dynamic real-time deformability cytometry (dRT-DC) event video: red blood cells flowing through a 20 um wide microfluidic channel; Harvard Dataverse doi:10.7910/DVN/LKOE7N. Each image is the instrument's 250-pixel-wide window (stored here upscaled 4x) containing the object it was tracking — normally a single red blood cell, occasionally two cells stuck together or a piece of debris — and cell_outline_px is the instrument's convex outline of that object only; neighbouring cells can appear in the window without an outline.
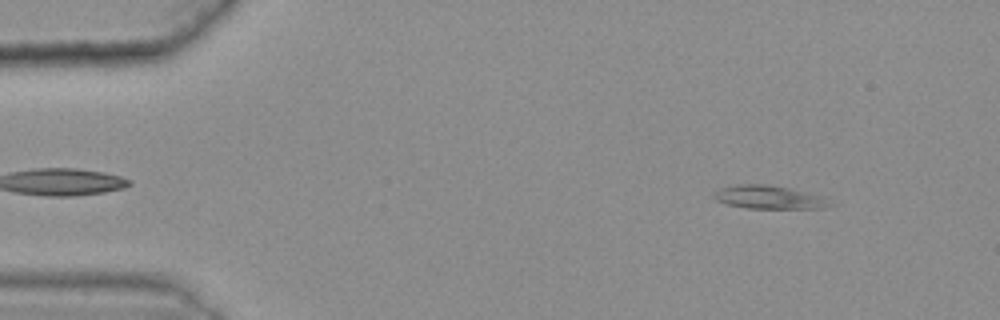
{"species": "common noctule bat (a hibernating species)", "species_latin": "Nyctalus noctula", "temperature_condition": "warm", "stored_images_in_passage": 48, "camera_frame_rate_fps": 3000, "um_per_image_px": 0.085, "animal": {"sex": "female", "body_mass_g": 25.1}, "frame": {"image": 1, "passage_image": 6, "time_ms": 1.667, "image_size_px": [1000, 320], "cell_outline_px": [[836, 204], [824, 208], [748, 208], [728, 204], [716, 200], [712, 196], [720, 188], [736, 184], [764, 184], [788, 188], [824, 196]], "centroid_in_image_um": [65.42, 16.76], "position_along_channel_um": 19.6, "area_um2": 15.72}}
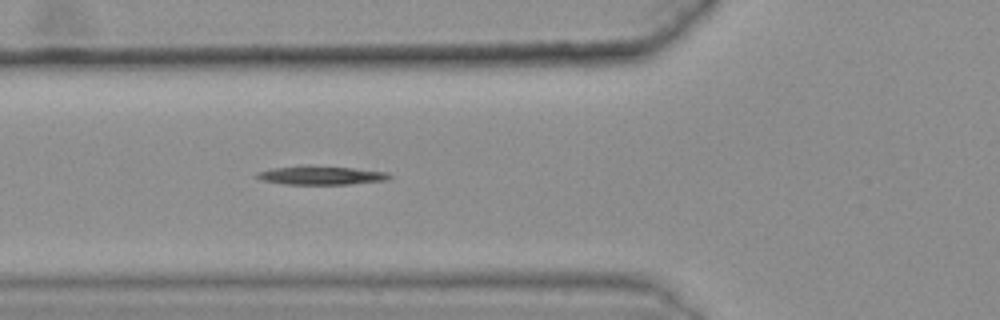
{"frame": {"image": 2, "passage_image": 20, "time_ms": 6.333, "image_size_px": [1000, 320], "cell_outline_px": [[392, 176], [388, 180], [348, 184], [284, 184], [260, 180], [256, 176], [256, 172], [272, 168], [304, 164], [308, 164], [352, 168], [388, 172]], "centroid_in_image_um": [27.25, 14.88], "position_along_channel_um": 98.6, "area_um2": 14.74}}
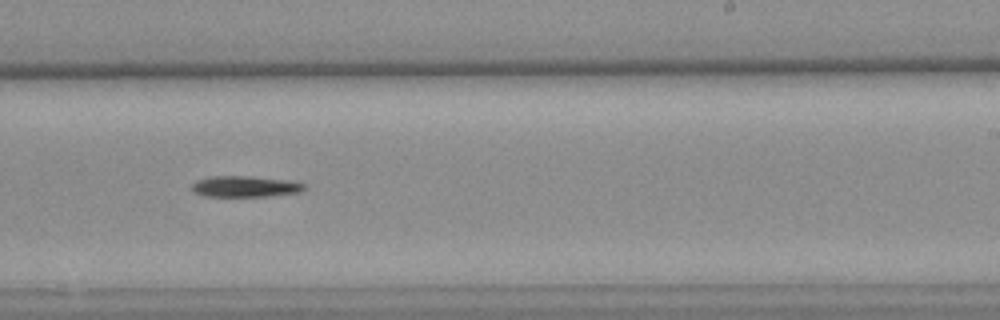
{"frame": {"image": 3, "passage_image": 34, "time_ms": 11.0, "image_size_px": [1000, 320], "cell_outline_px": [[308, 184], [300, 192], [268, 196], [204, 196], [192, 192], [188, 188], [196, 180], [208, 176], [248, 176], [292, 180]], "centroid_in_image_um": [20.8, 15.84], "position_along_channel_um": 268.2, "area_um2": 14.1}, "authors_computed_cell_mechanics": {"area_um2": 14.3633, "velocity_mm_per_s": 3.6405, "shape_relaxation_time_tau1_ms": 8.8267, "shape_relaxation_time_tau2_ms": null, "deformation_change_tau1": 0.1338, "deformation_change_tau2": null}}